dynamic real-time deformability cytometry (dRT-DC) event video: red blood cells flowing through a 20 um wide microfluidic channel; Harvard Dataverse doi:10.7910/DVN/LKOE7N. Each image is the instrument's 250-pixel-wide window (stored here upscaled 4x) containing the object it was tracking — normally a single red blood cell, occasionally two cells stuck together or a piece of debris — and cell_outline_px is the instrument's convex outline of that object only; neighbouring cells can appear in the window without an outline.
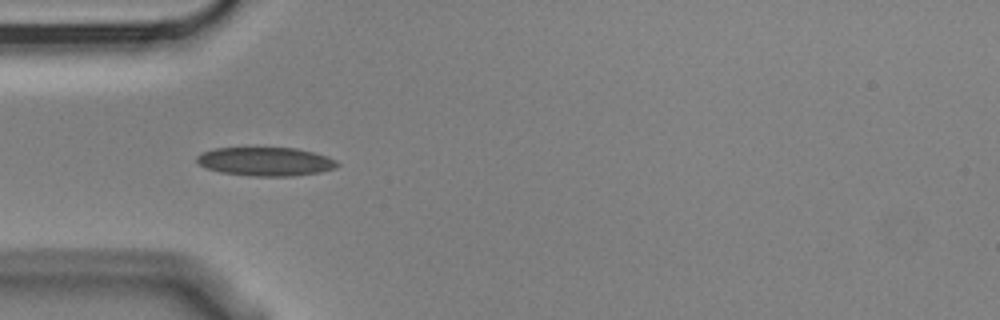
{"species": "Egyptian fruit bat (a non-hibernating species)", "species_latin": "Rousettus aegyptiacus", "temperature_condition": "cold", "stored_images_in_passage": 4, "camera_frame_rate_fps": 3000, "um_per_image_px": 0.085, "animal": {"sex": "male"}, "frame": {"image": 1, "passage_image": 3, "time_ms": 0.667, "image_size_px": [1000, 320], "cell_outline_px": [[340, 164], [336, 168], [320, 172], [292, 176], [252, 176], [220, 172], [208, 168], [200, 164], [196, 160], [196, 156], [204, 152], [216, 148], [296, 148], [328, 156], [336, 160]], "centroid_in_image_um": [22.61, 13.73], "position_along_channel_um": 62.4, "area_um2": 23.35}}
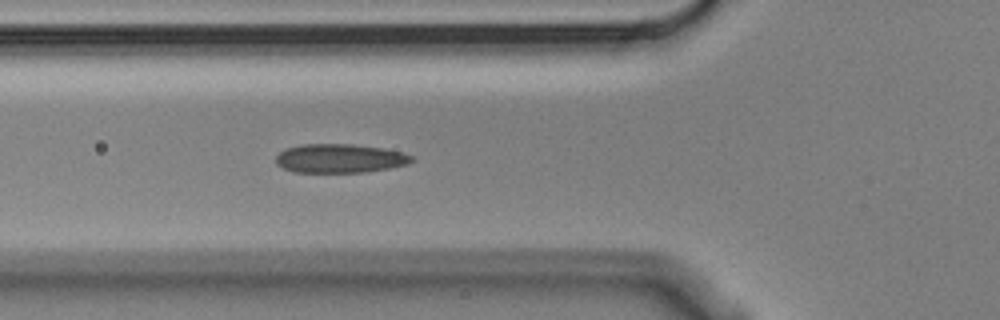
{"frame": {"image": 2, "passage_image": 4, "time_ms": 1.0, "image_size_px": [1000, 320], "cell_outline_px": [[416, 160], [408, 164], [388, 168], [364, 172], [292, 172], [276, 164], [276, 156], [280, 152], [288, 148], [300, 144], [352, 144], [380, 148], [400, 152], [412, 156]], "centroid_in_image_um": [28.87, 13.47], "position_along_channel_um": 96.9, "area_um2": 22.72}}